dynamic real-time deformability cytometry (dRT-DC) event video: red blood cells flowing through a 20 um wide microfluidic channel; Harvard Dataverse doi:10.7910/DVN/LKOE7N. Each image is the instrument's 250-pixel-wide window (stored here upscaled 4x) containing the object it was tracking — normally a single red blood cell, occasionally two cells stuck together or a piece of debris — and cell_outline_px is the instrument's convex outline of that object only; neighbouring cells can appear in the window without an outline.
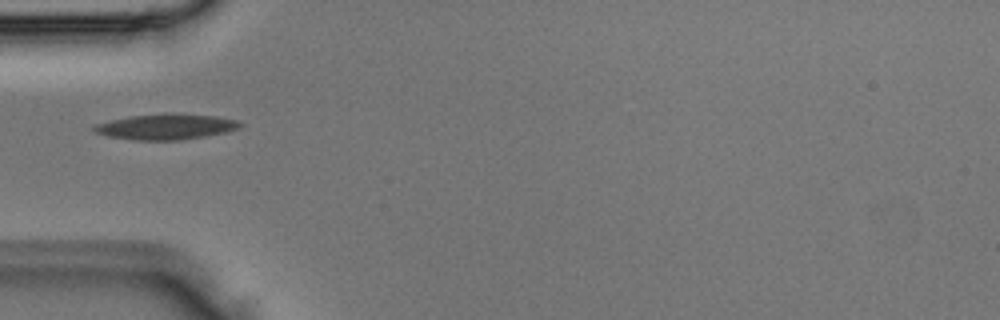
{"species": "Egyptian fruit bat (a non-hibernating species)", "species_latin": "Rousettus aegyptiacus", "temperature_condition": "room temperature", "stored_images_in_passage": 1, "camera_frame_rate_fps": 3000, "um_per_image_px": 0.085, "animal": {"sex": "male"}, "frame": {"image": 1, "passage_image": 1, "time_ms": 0.0, "image_size_px": [1000, 320], "cell_outline_px": [[244, 124], [228, 132], [180, 140], [132, 140], [108, 136], [92, 132], [92, 128], [96, 124], [112, 120], [132, 116], [168, 112], [172, 112], [216, 116], [236, 120]], "centroid_in_image_um": [14.1, 10.76], "position_along_channel_um": 70.9, "area_um2": 21.91}}